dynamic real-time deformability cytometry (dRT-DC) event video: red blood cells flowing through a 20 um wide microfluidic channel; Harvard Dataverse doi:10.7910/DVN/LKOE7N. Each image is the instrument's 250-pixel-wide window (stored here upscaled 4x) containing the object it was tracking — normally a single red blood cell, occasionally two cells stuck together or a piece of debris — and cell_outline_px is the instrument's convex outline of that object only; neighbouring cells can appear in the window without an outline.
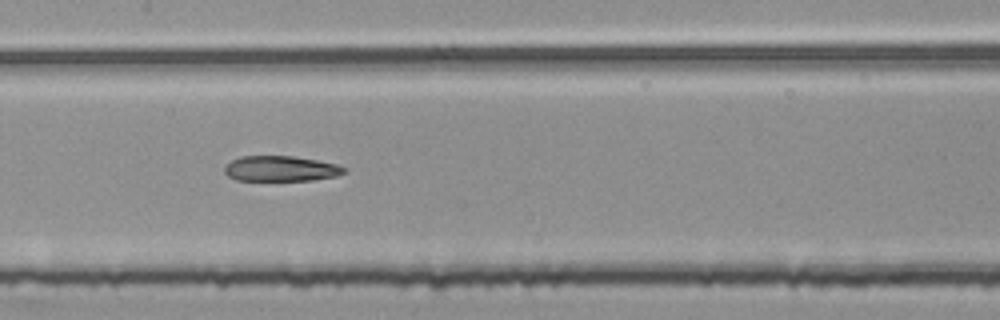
{"species": "common noctule bat (a hibernating species)", "species_latin": "Nyctalus noctula", "temperature_condition": "room temperature", "stored_images_in_passage": 54, "segment_of_instrument_passage": [2, 2], "camera_frame_rate_fps": 3000, "um_per_image_px": 0.085, "animal": {"sex": "female", "body_mass_g": 25.1}, "frame": {"image": 1, "passage_image": 27, "time_ms": 8.667, "image_size_px": [1000, 320], "cell_outline_px": [[348, 172], [336, 176], [312, 180], [236, 180], [228, 176], [224, 172], [224, 168], [232, 160], [240, 156], [296, 156], [336, 164], [348, 168]], "centroid_in_image_um": [23.9, 14.33], "position_along_channel_um": 183.5, "area_um2": 17.74}}
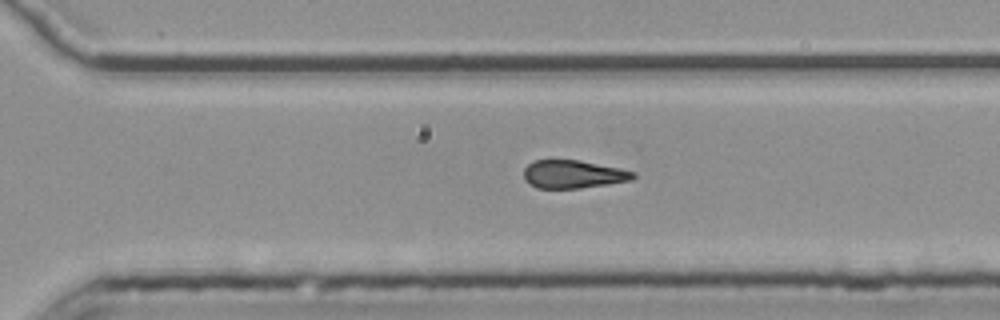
{"frame": {"image": 2, "passage_image": 38, "time_ms": 12.333, "image_size_px": [1000, 320], "cell_outline_px": [[636, 176], [632, 180], [608, 184], [580, 188], [536, 188], [528, 184], [524, 180], [524, 168], [528, 164], [536, 160], [580, 160], [620, 168], [636, 172]], "centroid_in_image_um": [48.72, 14.81], "position_along_channel_um": 321.9, "area_um2": 18.03}}
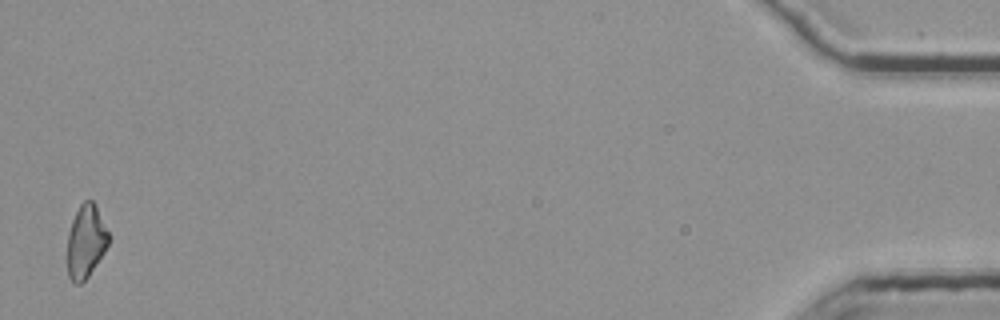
{"frame": {"image": 3, "passage_image": 54, "time_ms": 17.667, "image_size_px": [1000, 320], "cell_outline_px": [[112, 236], [104, 252], [88, 276], [80, 284], [72, 284], [68, 276], [68, 232], [72, 220], [80, 204], [84, 200], [92, 200], [96, 204]], "centroid_in_image_um": [7.33, 20.5], "position_along_channel_um": 427.9, "area_um2": 17.86}}